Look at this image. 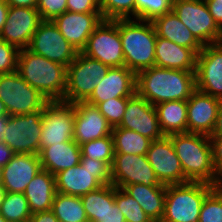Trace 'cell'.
<instances>
[{
  "mask_svg": "<svg viewBox=\"0 0 222 222\" xmlns=\"http://www.w3.org/2000/svg\"><path fill=\"white\" fill-rule=\"evenodd\" d=\"M81 157L106 162L110 167L114 159V140L113 136L108 135L100 139L80 145Z\"/></svg>",
  "mask_w": 222,
  "mask_h": 222,
  "instance_id": "33",
  "label": "cell"
},
{
  "mask_svg": "<svg viewBox=\"0 0 222 222\" xmlns=\"http://www.w3.org/2000/svg\"><path fill=\"white\" fill-rule=\"evenodd\" d=\"M140 183L145 186H165L159 182L146 155L114 153L111 184L123 189Z\"/></svg>",
  "mask_w": 222,
  "mask_h": 222,
  "instance_id": "14",
  "label": "cell"
},
{
  "mask_svg": "<svg viewBox=\"0 0 222 222\" xmlns=\"http://www.w3.org/2000/svg\"><path fill=\"white\" fill-rule=\"evenodd\" d=\"M14 155V151L3 141H0V168L5 166Z\"/></svg>",
  "mask_w": 222,
  "mask_h": 222,
  "instance_id": "47",
  "label": "cell"
},
{
  "mask_svg": "<svg viewBox=\"0 0 222 222\" xmlns=\"http://www.w3.org/2000/svg\"><path fill=\"white\" fill-rule=\"evenodd\" d=\"M16 72L47 101H63L67 67L25 48L19 50Z\"/></svg>",
  "mask_w": 222,
  "mask_h": 222,
  "instance_id": "3",
  "label": "cell"
},
{
  "mask_svg": "<svg viewBox=\"0 0 222 222\" xmlns=\"http://www.w3.org/2000/svg\"><path fill=\"white\" fill-rule=\"evenodd\" d=\"M125 67L138 72L155 66L157 34L152 21L118 19Z\"/></svg>",
  "mask_w": 222,
  "mask_h": 222,
  "instance_id": "4",
  "label": "cell"
},
{
  "mask_svg": "<svg viewBox=\"0 0 222 222\" xmlns=\"http://www.w3.org/2000/svg\"><path fill=\"white\" fill-rule=\"evenodd\" d=\"M41 169L38 154H15L1 168V185L5 192L24 193L26 186Z\"/></svg>",
  "mask_w": 222,
  "mask_h": 222,
  "instance_id": "23",
  "label": "cell"
},
{
  "mask_svg": "<svg viewBox=\"0 0 222 222\" xmlns=\"http://www.w3.org/2000/svg\"><path fill=\"white\" fill-rule=\"evenodd\" d=\"M197 55L189 48L157 36L155 48V66L196 71Z\"/></svg>",
  "mask_w": 222,
  "mask_h": 222,
  "instance_id": "24",
  "label": "cell"
},
{
  "mask_svg": "<svg viewBox=\"0 0 222 222\" xmlns=\"http://www.w3.org/2000/svg\"><path fill=\"white\" fill-rule=\"evenodd\" d=\"M109 66L78 52L73 62L67 67L66 91L63 102H85L97 84L107 74Z\"/></svg>",
  "mask_w": 222,
  "mask_h": 222,
  "instance_id": "7",
  "label": "cell"
},
{
  "mask_svg": "<svg viewBox=\"0 0 222 222\" xmlns=\"http://www.w3.org/2000/svg\"><path fill=\"white\" fill-rule=\"evenodd\" d=\"M178 156L186 182H204L221 186L213 164L212 147L207 135L176 133L168 135Z\"/></svg>",
  "mask_w": 222,
  "mask_h": 222,
  "instance_id": "2",
  "label": "cell"
},
{
  "mask_svg": "<svg viewBox=\"0 0 222 222\" xmlns=\"http://www.w3.org/2000/svg\"><path fill=\"white\" fill-rule=\"evenodd\" d=\"M72 104L75 108L73 140L78 145L112 134V126L96 106L87 102Z\"/></svg>",
  "mask_w": 222,
  "mask_h": 222,
  "instance_id": "22",
  "label": "cell"
},
{
  "mask_svg": "<svg viewBox=\"0 0 222 222\" xmlns=\"http://www.w3.org/2000/svg\"><path fill=\"white\" fill-rule=\"evenodd\" d=\"M0 184H1V168H0Z\"/></svg>",
  "mask_w": 222,
  "mask_h": 222,
  "instance_id": "57",
  "label": "cell"
},
{
  "mask_svg": "<svg viewBox=\"0 0 222 222\" xmlns=\"http://www.w3.org/2000/svg\"><path fill=\"white\" fill-rule=\"evenodd\" d=\"M198 222H222V185L205 197Z\"/></svg>",
  "mask_w": 222,
  "mask_h": 222,
  "instance_id": "37",
  "label": "cell"
},
{
  "mask_svg": "<svg viewBox=\"0 0 222 222\" xmlns=\"http://www.w3.org/2000/svg\"><path fill=\"white\" fill-rule=\"evenodd\" d=\"M42 132V111L9 115L3 142L15 154H38Z\"/></svg>",
  "mask_w": 222,
  "mask_h": 222,
  "instance_id": "11",
  "label": "cell"
},
{
  "mask_svg": "<svg viewBox=\"0 0 222 222\" xmlns=\"http://www.w3.org/2000/svg\"><path fill=\"white\" fill-rule=\"evenodd\" d=\"M81 52L110 68L125 66L118 19H103L90 35L86 47Z\"/></svg>",
  "mask_w": 222,
  "mask_h": 222,
  "instance_id": "10",
  "label": "cell"
},
{
  "mask_svg": "<svg viewBox=\"0 0 222 222\" xmlns=\"http://www.w3.org/2000/svg\"><path fill=\"white\" fill-rule=\"evenodd\" d=\"M27 49L65 67H68L78 54L52 20H43L40 23Z\"/></svg>",
  "mask_w": 222,
  "mask_h": 222,
  "instance_id": "13",
  "label": "cell"
},
{
  "mask_svg": "<svg viewBox=\"0 0 222 222\" xmlns=\"http://www.w3.org/2000/svg\"><path fill=\"white\" fill-rule=\"evenodd\" d=\"M215 171L222 181V136H209Z\"/></svg>",
  "mask_w": 222,
  "mask_h": 222,
  "instance_id": "44",
  "label": "cell"
},
{
  "mask_svg": "<svg viewBox=\"0 0 222 222\" xmlns=\"http://www.w3.org/2000/svg\"><path fill=\"white\" fill-rule=\"evenodd\" d=\"M0 100L9 115H25L42 111L49 102L16 71L0 75Z\"/></svg>",
  "mask_w": 222,
  "mask_h": 222,
  "instance_id": "8",
  "label": "cell"
},
{
  "mask_svg": "<svg viewBox=\"0 0 222 222\" xmlns=\"http://www.w3.org/2000/svg\"><path fill=\"white\" fill-rule=\"evenodd\" d=\"M0 214L8 222L25 221L32 216L24 193L17 192H5L0 207Z\"/></svg>",
  "mask_w": 222,
  "mask_h": 222,
  "instance_id": "32",
  "label": "cell"
},
{
  "mask_svg": "<svg viewBox=\"0 0 222 222\" xmlns=\"http://www.w3.org/2000/svg\"><path fill=\"white\" fill-rule=\"evenodd\" d=\"M112 136L115 153L146 155L151 143L149 138L122 127H114Z\"/></svg>",
  "mask_w": 222,
  "mask_h": 222,
  "instance_id": "31",
  "label": "cell"
},
{
  "mask_svg": "<svg viewBox=\"0 0 222 222\" xmlns=\"http://www.w3.org/2000/svg\"><path fill=\"white\" fill-rule=\"evenodd\" d=\"M59 222H85L88 220L80 197L56 192L51 209Z\"/></svg>",
  "mask_w": 222,
  "mask_h": 222,
  "instance_id": "30",
  "label": "cell"
},
{
  "mask_svg": "<svg viewBox=\"0 0 222 222\" xmlns=\"http://www.w3.org/2000/svg\"><path fill=\"white\" fill-rule=\"evenodd\" d=\"M136 93V74L125 66L111 67L85 101L96 106L113 98L132 97Z\"/></svg>",
  "mask_w": 222,
  "mask_h": 222,
  "instance_id": "21",
  "label": "cell"
},
{
  "mask_svg": "<svg viewBox=\"0 0 222 222\" xmlns=\"http://www.w3.org/2000/svg\"><path fill=\"white\" fill-rule=\"evenodd\" d=\"M42 21L37 9L9 6L0 39L14 45L19 50L28 48L33 34Z\"/></svg>",
  "mask_w": 222,
  "mask_h": 222,
  "instance_id": "18",
  "label": "cell"
},
{
  "mask_svg": "<svg viewBox=\"0 0 222 222\" xmlns=\"http://www.w3.org/2000/svg\"><path fill=\"white\" fill-rule=\"evenodd\" d=\"M195 90V71L153 66L136 74V93L153 106L165 101L188 100Z\"/></svg>",
  "mask_w": 222,
  "mask_h": 222,
  "instance_id": "1",
  "label": "cell"
},
{
  "mask_svg": "<svg viewBox=\"0 0 222 222\" xmlns=\"http://www.w3.org/2000/svg\"><path fill=\"white\" fill-rule=\"evenodd\" d=\"M215 187L190 181L166 186L164 215L160 222H198L203 201Z\"/></svg>",
  "mask_w": 222,
  "mask_h": 222,
  "instance_id": "5",
  "label": "cell"
},
{
  "mask_svg": "<svg viewBox=\"0 0 222 222\" xmlns=\"http://www.w3.org/2000/svg\"><path fill=\"white\" fill-rule=\"evenodd\" d=\"M37 10L42 20H53L67 11V0H38Z\"/></svg>",
  "mask_w": 222,
  "mask_h": 222,
  "instance_id": "42",
  "label": "cell"
},
{
  "mask_svg": "<svg viewBox=\"0 0 222 222\" xmlns=\"http://www.w3.org/2000/svg\"><path fill=\"white\" fill-rule=\"evenodd\" d=\"M205 3L215 23L222 30V0H205Z\"/></svg>",
  "mask_w": 222,
  "mask_h": 222,
  "instance_id": "45",
  "label": "cell"
},
{
  "mask_svg": "<svg viewBox=\"0 0 222 222\" xmlns=\"http://www.w3.org/2000/svg\"><path fill=\"white\" fill-rule=\"evenodd\" d=\"M196 89L222 100V44L204 45L196 59Z\"/></svg>",
  "mask_w": 222,
  "mask_h": 222,
  "instance_id": "17",
  "label": "cell"
},
{
  "mask_svg": "<svg viewBox=\"0 0 222 222\" xmlns=\"http://www.w3.org/2000/svg\"><path fill=\"white\" fill-rule=\"evenodd\" d=\"M114 200L126 222H153L138 202L122 188L114 186Z\"/></svg>",
  "mask_w": 222,
  "mask_h": 222,
  "instance_id": "34",
  "label": "cell"
},
{
  "mask_svg": "<svg viewBox=\"0 0 222 222\" xmlns=\"http://www.w3.org/2000/svg\"><path fill=\"white\" fill-rule=\"evenodd\" d=\"M8 117H0V141H3L4 131L6 129Z\"/></svg>",
  "mask_w": 222,
  "mask_h": 222,
  "instance_id": "51",
  "label": "cell"
},
{
  "mask_svg": "<svg viewBox=\"0 0 222 222\" xmlns=\"http://www.w3.org/2000/svg\"><path fill=\"white\" fill-rule=\"evenodd\" d=\"M56 192L81 197L111 184V167L103 161L81 157L78 165L55 175Z\"/></svg>",
  "mask_w": 222,
  "mask_h": 222,
  "instance_id": "6",
  "label": "cell"
},
{
  "mask_svg": "<svg viewBox=\"0 0 222 222\" xmlns=\"http://www.w3.org/2000/svg\"><path fill=\"white\" fill-rule=\"evenodd\" d=\"M222 100L196 89L187 100V132L210 136Z\"/></svg>",
  "mask_w": 222,
  "mask_h": 222,
  "instance_id": "19",
  "label": "cell"
},
{
  "mask_svg": "<svg viewBox=\"0 0 222 222\" xmlns=\"http://www.w3.org/2000/svg\"><path fill=\"white\" fill-rule=\"evenodd\" d=\"M102 20V13H74L66 11L52 21L63 37L78 52H81L86 47L88 38Z\"/></svg>",
  "mask_w": 222,
  "mask_h": 222,
  "instance_id": "20",
  "label": "cell"
},
{
  "mask_svg": "<svg viewBox=\"0 0 222 222\" xmlns=\"http://www.w3.org/2000/svg\"><path fill=\"white\" fill-rule=\"evenodd\" d=\"M100 10L105 20L132 19L135 0H100Z\"/></svg>",
  "mask_w": 222,
  "mask_h": 222,
  "instance_id": "36",
  "label": "cell"
},
{
  "mask_svg": "<svg viewBox=\"0 0 222 222\" xmlns=\"http://www.w3.org/2000/svg\"><path fill=\"white\" fill-rule=\"evenodd\" d=\"M9 6L4 0H0V33L7 20Z\"/></svg>",
  "mask_w": 222,
  "mask_h": 222,
  "instance_id": "50",
  "label": "cell"
},
{
  "mask_svg": "<svg viewBox=\"0 0 222 222\" xmlns=\"http://www.w3.org/2000/svg\"><path fill=\"white\" fill-rule=\"evenodd\" d=\"M4 195H5V189L0 184V207H1V203H2Z\"/></svg>",
  "mask_w": 222,
  "mask_h": 222,
  "instance_id": "53",
  "label": "cell"
},
{
  "mask_svg": "<svg viewBox=\"0 0 222 222\" xmlns=\"http://www.w3.org/2000/svg\"><path fill=\"white\" fill-rule=\"evenodd\" d=\"M155 108L164 136L187 132V100L165 101Z\"/></svg>",
  "mask_w": 222,
  "mask_h": 222,
  "instance_id": "29",
  "label": "cell"
},
{
  "mask_svg": "<svg viewBox=\"0 0 222 222\" xmlns=\"http://www.w3.org/2000/svg\"><path fill=\"white\" fill-rule=\"evenodd\" d=\"M38 155L42 169L54 176L62 170L78 165L81 160L80 145L74 140L45 147Z\"/></svg>",
  "mask_w": 222,
  "mask_h": 222,
  "instance_id": "25",
  "label": "cell"
},
{
  "mask_svg": "<svg viewBox=\"0 0 222 222\" xmlns=\"http://www.w3.org/2000/svg\"><path fill=\"white\" fill-rule=\"evenodd\" d=\"M210 136H222V103L219 107L217 120Z\"/></svg>",
  "mask_w": 222,
  "mask_h": 222,
  "instance_id": "49",
  "label": "cell"
},
{
  "mask_svg": "<svg viewBox=\"0 0 222 222\" xmlns=\"http://www.w3.org/2000/svg\"><path fill=\"white\" fill-rule=\"evenodd\" d=\"M117 127L138 132L151 141L164 137L155 106L137 93L132 97H127L125 113Z\"/></svg>",
  "mask_w": 222,
  "mask_h": 222,
  "instance_id": "16",
  "label": "cell"
},
{
  "mask_svg": "<svg viewBox=\"0 0 222 222\" xmlns=\"http://www.w3.org/2000/svg\"><path fill=\"white\" fill-rule=\"evenodd\" d=\"M152 23L158 37L189 48L196 55L203 49V45L193 36L192 32L179 20L174 12L171 11L156 17Z\"/></svg>",
  "mask_w": 222,
  "mask_h": 222,
  "instance_id": "26",
  "label": "cell"
},
{
  "mask_svg": "<svg viewBox=\"0 0 222 222\" xmlns=\"http://www.w3.org/2000/svg\"><path fill=\"white\" fill-rule=\"evenodd\" d=\"M88 220L96 221L106 211V185L81 197Z\"/></svg>",
  "mask_w": 222,
  "mask_h": 222,
  "instance_id": "38",
  "label": "cell"
},
{
  "mask_svg": "<svg viewBox=\"0 0 222 222\" xmlns=\"http://www.w3.org/2000/svg\"><path fill=\"white\" fill-rule=\"evenodd\" d=\"M96 222H126L123 213L115 203L113 184L106 185V211Z\"/></svg>",
  "mask_w": 222,
  "mask_h": 222,
  "instance_id": "41",
  "label": "cell"
},
{
  "mask_svg": "<svg viewBox=\"0 0 222 222\" xmlns=\"http://www.w3.org/2000/svg\"><path fill=\"white\" fill-rule=\"evenodd\" d=\"M173 0H135V19L153 21L172 11Z\"/></svg>",
  "mask_w": 222,
  "mask_h": 222,
  "instance_id": "35",
  "label": "cell"
},
{
  "mask_svg": "<svg viewBox=\"0 0 222 222\" xmlns=\"http://www.w3.org/2000/svg\"><path fill=\"white\" fill-rule=\"evenodd\" d=\"M172 12L203 46L220 42L222 30L209 13L205 0H173Z\"/></svg>",
  "mask_w": 222,
  "mask_h": 222,
  "instance_id": "9",
  "label": "cell"
},
{
  "mask_svg": "<svg viewBox=\"0 0 222 222\" xmlns=\"http://www.w3.org/2000/svg\"><path fill=\"white\" fill-rule=\"evenodd\" d=\"M55 193V176L49 171L41 169L24 191L30 212L51 210Z\"/></svg>",
  "mask_w": 222,
  "mask_h": 222,
  "instance_id": "27",
  "label": "cell"
},
{
  "mask_svg": "<svg viewBox=\"0 0 222 222\" xmlns=\"http://www.w3.org/2000/svg\"><path fill=\"white\" fill-rule=\"evenodd\" d=\"M85 222H96V221H93V220H86Z\"/></svg>",
  "mask_w": 222,
  "mask_h": 222,
  "instance_id": "56",
  "label": "cell"
},
{
  "mask_svg": "<svg viewBox=\"0 0 222 222\" xmlns=\"http://www.w3.org/2000/svg\"><path fill=\"white\" fill-rule=\"evenodd\" d=\"M20 222H32L31 219L25 220V221H20Z\"/></svg>",
  "mask_w": 222,
  "mask_h": 222,
  "instance_id": "55",
  "label": "cell"
},
{
  "mask_svg": "<svg viewBox=\"0 0 222 222\" xmlns=\"http://www.w3.org/2000/svg\"><path fill=\"white\" fill-rule=\"evenodd\" d=\"M123 190L133 197L153 222H160L164 215L166 186L132 184Z\"/></svg>",
  "mask_w": 222,
  "mask_h": 222,
  "instance_id": "28",
  "label": "cell"
},
{
  "mask_svg": "<svg viewBox=\"0 0 222 222\" xmlns=\"http://www.w3.org/2000/svg\"><path fill=\"white\" fill-rule=\"evenodd\" d=\"M0 222H8V221L0 214Z\"/></svg>",
  "mask_w": 222,
  "mask_h": 222,
  "instance_id": "54",
  "label": "cell"
},
{
  "mask_svg": "<svg viewBox=\"0 0 222 222\" xmlns=\"http://www.w3.org/2000/svg\"><path fill=\"white\" fill-rule=\"evenodd\" d=\"M127 105V98H113L108 101L98 103L96 107L107 119L112 128L117 127L124 116Z\"/></svg>",
  "mask_w": 222,
  "mask_h": 222,
  "instance_id": "39",
  "label": "cell"
},
{
  "mask_svg": "<svg viewBox=\"0 0 222 222\" xmlns=\"http://www.w3.org/2000/svg\"><path fill=\"white\" fill-rule=\"evenodd\" d=\"M75 108L63 101L48 102L42 110L39 152L50 145L73 140Z\"/></svg>",
  "mask_w": 222,
  "mask_h": 222,
  "instance_id": "12",
  "label": "cell"
},
{
  "mask_svg": "<svg viewBox=\"0 0 222 222\" xmlns=\"http://www.w3.org/2000/svg\"><path fill=\"white\" fill-rule=\"evenodd\" d=\"M67 11L74 13H101L100 0H67Z\"/></svg>",
  "mask_w": 222,
  "mask_h": 222,
  "instance_id": "43",
  "label": "cell"
},
{
  "mask_svg": "<svg viewBox=\"0 0 222 222\" xmlns=\"http://www.w3.org/2000/svg\"><path fill=\"white\" fill-rule=\"evenodd\" d=\"M8 6L28 7L37 9L38 0H4Z\"/></svg>",
  "mask_w": 222,
  "mask_h": 222,
  "instance_id": "48",
  "label": "cell"
},
{
  "mask_svg": "<svg viewBox=\"0 0 222 222\" xmlns=\"http://www.w3.org/2000/svg\"><path fill=\"white\" fill-rule=\"evenodd\" d=\"M32 222H59L52 210L32 213Z\"/></svg>",
  "mask_w": 222,
  "mask_h": 222,
  "instance_id": "46",
  "label": "cell"
},
{
  "mask_svg": "<svg viewBox=\"0 0 222 222\" xmlns=\"http://www.w3.org/2000/svg\"><path fill=\"white\" fill-rule=\"evenodd\" d=\"M0 117H9L4 103L0 100Z\"/></svg>",
  "mask_w": 222,
  "mask_h": 222,
  "instance_id": "52",
  "label": "cell"
},
{
  "mask_svg": "<svg viewBox=\"0 0 222 222\" xmlns=\"http://www.w3.org/2000/svg\"><path fill=\"white\" fill-rule=\"evenodd\" d=\"M18 55L17 47L0 39V75L16 71Z\"/></svg>",
  "mask_w": 222,
  "mask_h": 222,
  "instance_id": "40",
  "label": "cell"
},
{
  "mask_svg": "<svg viewBox=\"0 0 222 222\" xmlns=\"http://www.w3.org/2000/svg\"><path fill=\"white\" fill-rule=\"evenodd\" d=\"M146 157L162 185L185 183L180 160L168 136L151 141Z\"/></svg>",
  "mask_w": 222,
  "mask_h": 222,
  "instance_id": "15",
  "label": "cell"
}]
</instances>
